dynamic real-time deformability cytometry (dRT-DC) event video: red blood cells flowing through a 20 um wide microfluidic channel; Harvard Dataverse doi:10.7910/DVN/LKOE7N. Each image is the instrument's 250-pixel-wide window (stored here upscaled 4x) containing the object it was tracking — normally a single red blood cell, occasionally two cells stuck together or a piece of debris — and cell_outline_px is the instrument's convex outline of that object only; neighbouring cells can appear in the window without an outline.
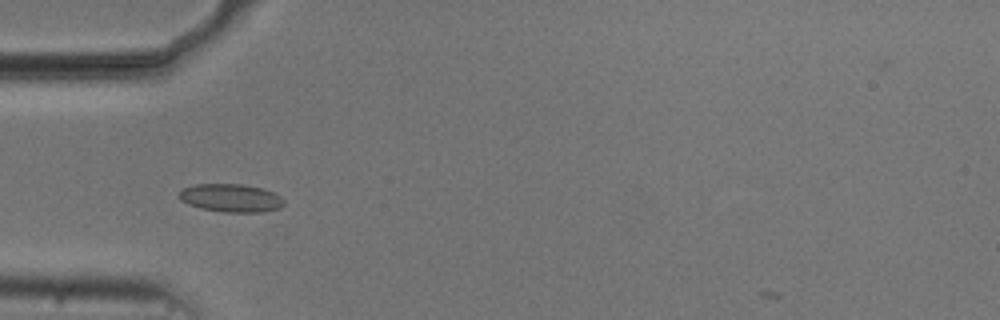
{"species": "common noctule bat (a hibernating species)", "species_latin": "Nyctalus noctula", "temperature_condition": "cold", "stored_images_in_passage": 38, "camera_frame_rate_fps": 3000, "um_per_image_px": 0.085, "animal": {"sex": "male", "body_mass_g": 20.5, "forearm_length_mm": 52.5}, "frame": {"image": 1, "passage_image": 1, "time_ms": 0.0, "image_size_px": [1000, 320], "cell_outline_px": [[284, 204], [280, 208], [264, 212], [224, 212], [200, 208], [188, 204], [180, 200], [180, 192], [184, 188], [196, 184], [244, 184], [264, 188], [280, 196], [284, 200]], "centroid_in_image_um": [19.66, 16.83], "position_along_channel_um": 65.3, "area_um2": 17.22}}
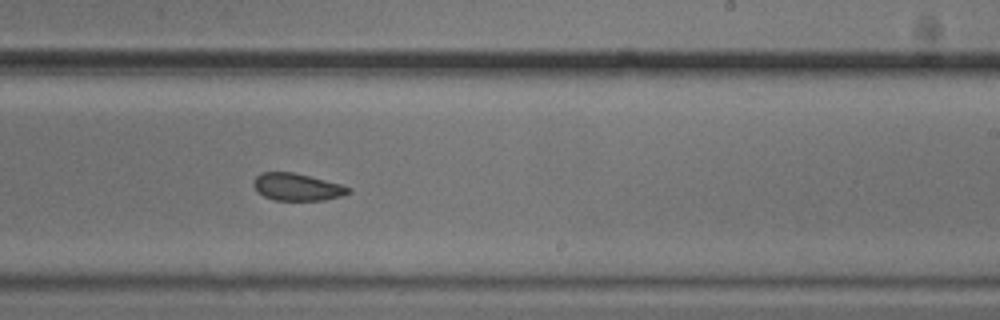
{"frame": {"image": 2, "passage_image": 17, "time_ms": 5.333, "image_size_px": [1000, 320], "cell_outline_px": [[352, 192], [344, 196], [324, 200], [276, 200], [264, 196], [256, 192], [252, 184], [256, 176], [260, 172], [292, 172], [340, 184], [352, 188]], "centroid_in_image_um": [25.25, 15.9], "position_along_channel_um": 263.7, "area_um2": 15.14}}
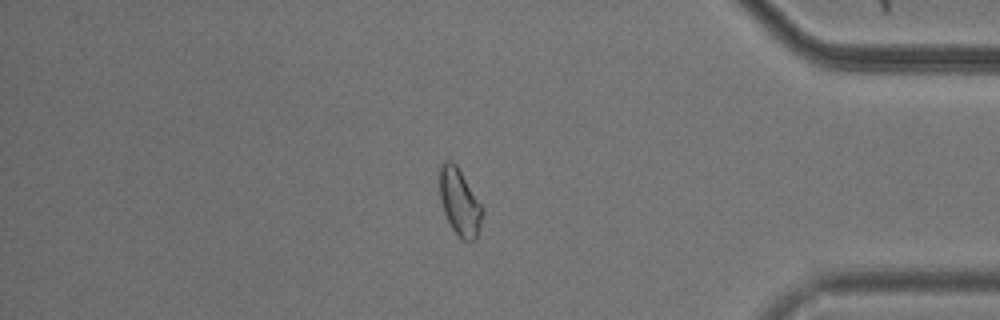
{"frame": {"image": 3, "passage_image": 30, "time_ms": 9.667, "image_size_px": [1000, 320], "cell_outline_px": [[484, 212], [476, 240], [460, 240], [452, 228], [444, 212], [440, 200], [440, 164], [444, 160], [452, 160], [456, 164], [484, 208]], "centroid_in_image_um": [39.08, 17.18], "position_along_channel_um": 396.1, "area_um2": 16.76}, "authors_computed_cell_mechanics": {"area_um2": 15.9528, "velocity_mm_per_s": 3.7224, "shape_relaxation_time_tau1_ms": 3.8465, "shape_relaxation_time_tau2_ms": 2.3505, "deformation_change_tau1": 0.0842, "deformation_change_tau2": 0.0702}}